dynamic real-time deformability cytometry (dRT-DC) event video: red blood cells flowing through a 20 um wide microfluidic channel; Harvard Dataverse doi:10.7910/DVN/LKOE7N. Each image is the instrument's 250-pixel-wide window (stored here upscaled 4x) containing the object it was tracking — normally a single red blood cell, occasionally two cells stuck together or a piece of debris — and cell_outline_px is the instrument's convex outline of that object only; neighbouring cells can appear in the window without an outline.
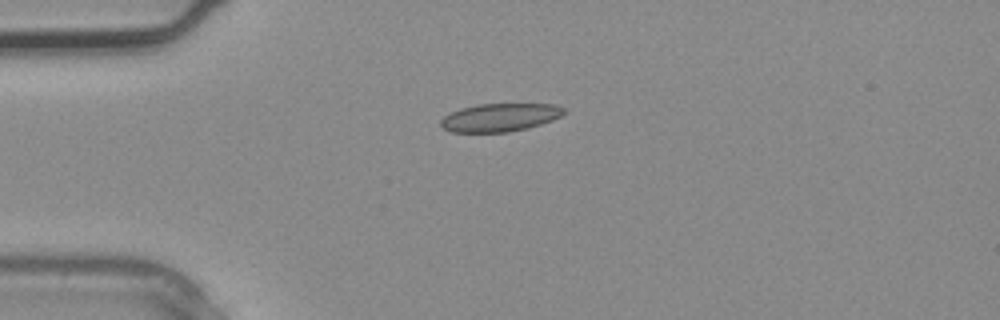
{"species": "common noctule bat (a hibernating species)", "species_latin": "Nyctalus noctula", "temperature_condition": "warm", "stored_images_in_passage": 1, "camera_frame_rate_fps": 3000, "um_per_image_px": 0.085, "animal": {"sex": "male", "body_mass_g": 20.4}, "frame": {"image": 1, "passage_image": 1, "time_ms": 0.0, "image_size_px": [1000, 320], "cell_outline_px": [[564, 112], [560, 116], [552, 120], [540, 124], [508, 132], [452, 132], [444, 128], [440, 124], [440, 120], [444, 116], [460, 108], [480, 104], [556, 104], [564, 108]], "centroid_in_image_um": [42.47, 9.97], "position_along_channel_um": 42.5, "area_um2": 19.94}}